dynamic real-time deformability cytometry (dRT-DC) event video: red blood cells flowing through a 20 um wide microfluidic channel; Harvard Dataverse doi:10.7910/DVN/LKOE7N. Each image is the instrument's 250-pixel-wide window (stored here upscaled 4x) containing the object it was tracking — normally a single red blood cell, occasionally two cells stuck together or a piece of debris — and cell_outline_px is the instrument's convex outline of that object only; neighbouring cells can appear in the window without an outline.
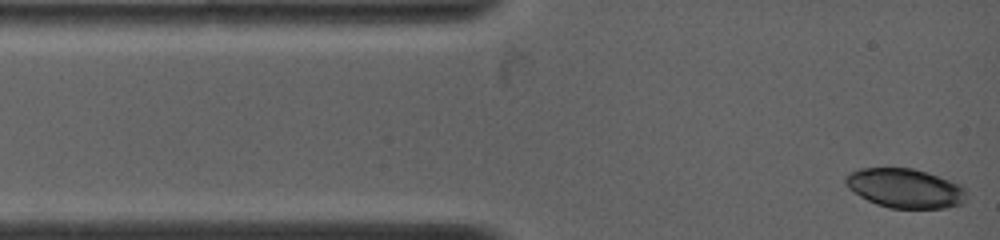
{"species": "common noctule bat (a hibernating species)", "species_latin": "Nyctalus noctula", "temperature_condition": "warm", "stored_images_in_passage": 19, "camera_frame_rate_fps": 4500, "um_per_image_px": 0.085, "animal": {"sex": "female", "body_mass_g": 19.0, "forearm_length_mm": 53.3}, "frame": {"image": 1, "passage_image": 1, "time_ms": 0.0, "image_size_px": [1000, 240], "cell_outline_px": [[964, 204], [944, 208], [888, 208], [876, 204], [860, 196], [848, 188], [844, 180], [844, 176], [860, 168], [912, 168], [960, 184], [964, 188]], "centroid_in_image_um": [76.89, 16.01], "position_along_channel_um": 8.1, "area_um2": 27.46}}
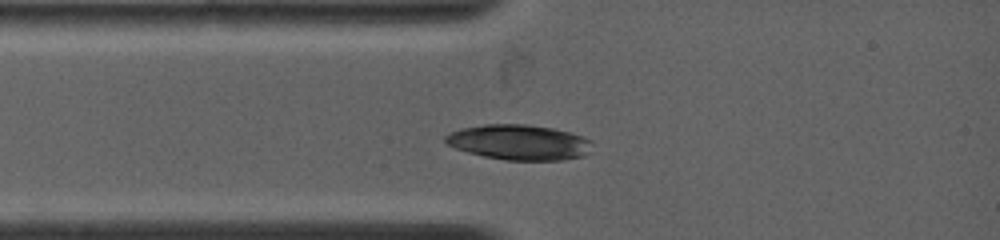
{"frame": {"image": 2, "passage_image": 14, "time_ms": 2.0, "image_size_px": [1000, 240], "cell_outline_px": [[588, 152], [584, 156], [560, 160], [504, 160], [484, 156], [468, 152], [456, 148], [448, 144], [444, 140], [444, 136], [460, 128], [484, 124], [524, 124], [552, 128], [568, 132], [580, 136], [588, 140]], "centroid_in_image_um": [44.05, 12.09], "position_along_channel_um": 40.9, "area_um2": 29.71}}